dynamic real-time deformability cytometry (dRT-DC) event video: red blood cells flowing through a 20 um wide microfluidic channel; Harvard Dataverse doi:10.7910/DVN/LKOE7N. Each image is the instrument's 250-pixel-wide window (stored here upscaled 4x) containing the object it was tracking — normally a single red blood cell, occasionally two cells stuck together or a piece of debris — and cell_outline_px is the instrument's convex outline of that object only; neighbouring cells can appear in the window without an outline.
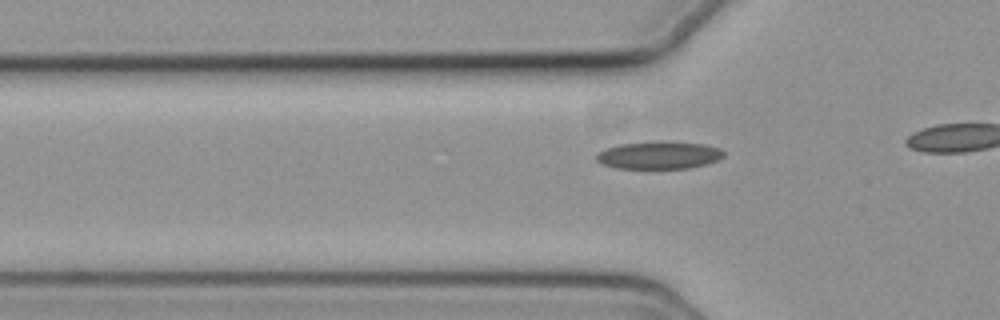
{"species": "common noctule bat (a hibernating species)", "species_latin": "Nyctalus noctula", "temperature_condition": "cold", "stored_images_in_passage": 12, "camera_frame_rate_fps": 3000, "um_per_image_px": 0.085, "animal": {"sex": "female", "body_mass_g": 19.3, "forearm_length_mm": 54.1}, "frame": {"image": 1, "passage_image": 6, "time_ms": 1.667, "image_size_px": [1000, 320], "cell_outline_px": [[724, 156], [716, 160], [704, 164], [688, 168], [616, 168], [600, 164], [596, 160], [596, 152], [604, 148], [620, 144], [704, 144], [720, 148], [724, 152]], "centroid_in_image_um": [55.94, 13.24], "position_along_channel_um": 69.9, "area_um2": 19.48}}
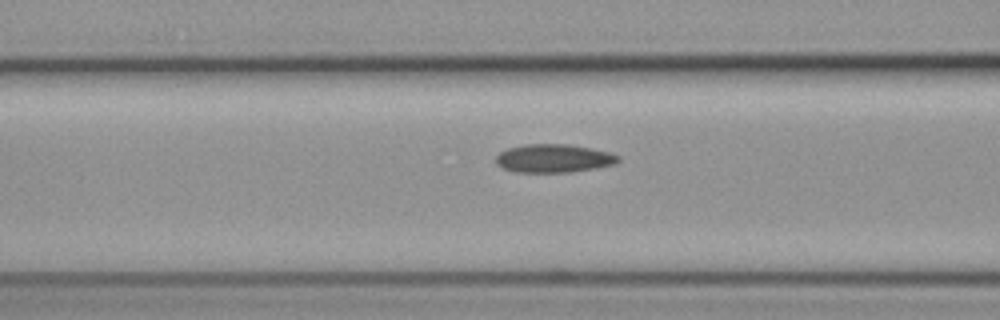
{"frame": {"image": 2, "passage_image": 10, "time_ms": 3.0, "image_size_px": [1000, 320], "cell_outline_px": [[620, 160], [616, 164], [596, 168], [572, 172], [516, 172], [504, 168], [496, 164], [496, 156], [500, 152], [508, 148], [524, 144], [568, 144], [608, 152], [620, 156]], "centroid_in_image_um": [47.07, 13.46], "position_along_channel_um": 119.5, "area_um2": 20.17}}